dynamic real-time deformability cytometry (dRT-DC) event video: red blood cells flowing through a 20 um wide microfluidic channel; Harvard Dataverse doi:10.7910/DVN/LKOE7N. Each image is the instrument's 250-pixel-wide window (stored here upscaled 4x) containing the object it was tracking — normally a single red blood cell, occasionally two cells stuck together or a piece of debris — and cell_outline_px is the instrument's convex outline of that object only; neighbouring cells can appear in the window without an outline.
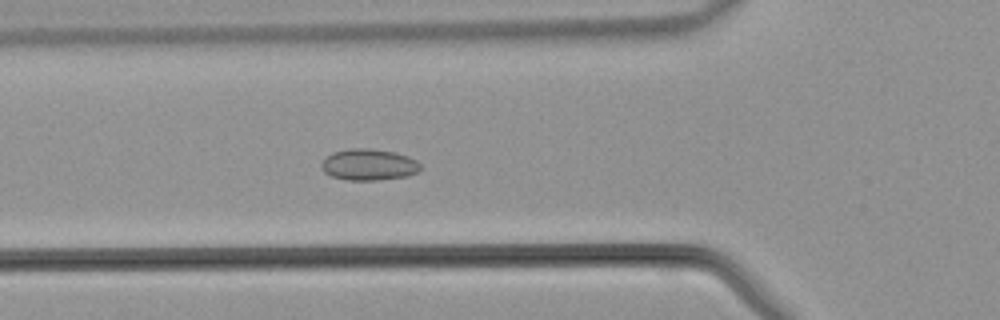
{"species": "common noctule bat (a hibernating species)", "species_latin": "Nyctalus noctula", "temperature_condition": "warm", "stored_images_in_passage": 44, "camera_frame_rate_fps": 3000, "um_per_image_px": 0.085, "animal": {"sex": "male", "body_mass_g": 21.5, "forearm_length_mm": 52.0}, "frame": {"image": 1, "passage_image": 16, "time_ms": 5.0, "image_size_px": [1000, 320], "cell_outline_px": [[420, 168], [416, 172], [408, 176], [376, 180], [348, 180], [332, 176], [324, 172], [320, 168], [320, 164], [332, 152], [348, 148], [372, 148], [396, 152], [408, 156], [416, 160], [420, 164]], "centroid_in_image_um": [31.33, 13.98], "position_along_channel_um": 94.5, "area_um2": 18.21}}
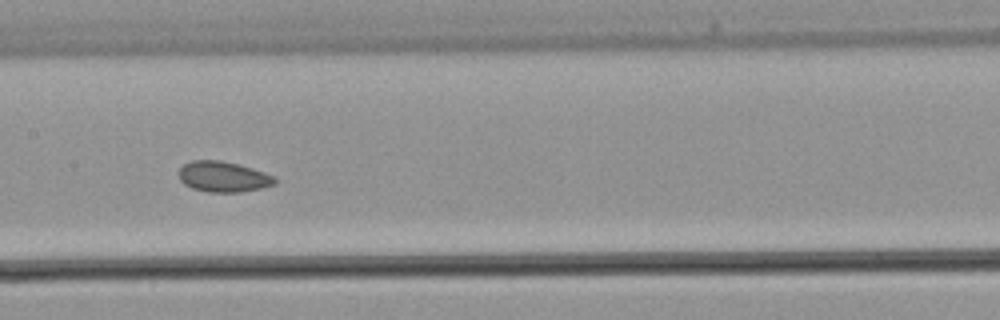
{"frame": {"image": 2, "passage_image": 22, "time_ms": 7.0, "image_size_px": [1000, 320], "cell_outline_px": [[276, 184], [260, 188], [240, 192], [208, 192], [192, 188], [184, 184], [180, 180], [180, 168], [184, 164], [192, 160], [220, 160], [252, 168], [276, 176]], "centroid_in_image_um": [18.99, 15.02], "position_along_channel_um": 188.4, "area_um2": 17.05}}
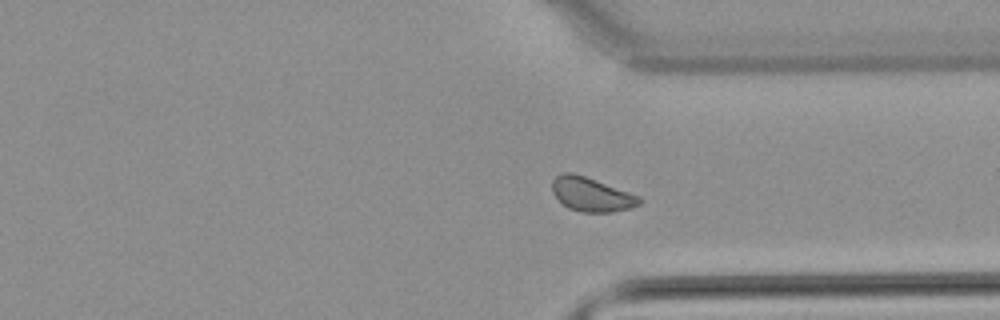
{"frame": {"image": 3, "passage_image": 33, "time_ms": 10.667, "image_size_px": [1000, 320], "cell_outline_px": [[644, 200], [640, 204], [632, 208], [612, 212], [580, 212], [568, 208], [552, 192], [552, 180], [560, 172], [572, 172], [584, 176], [640, 196]], "centroid_in_image_um": [50.28, 16.53], "position_along_channel_um": 361.1, "area_um2": 17.28}}